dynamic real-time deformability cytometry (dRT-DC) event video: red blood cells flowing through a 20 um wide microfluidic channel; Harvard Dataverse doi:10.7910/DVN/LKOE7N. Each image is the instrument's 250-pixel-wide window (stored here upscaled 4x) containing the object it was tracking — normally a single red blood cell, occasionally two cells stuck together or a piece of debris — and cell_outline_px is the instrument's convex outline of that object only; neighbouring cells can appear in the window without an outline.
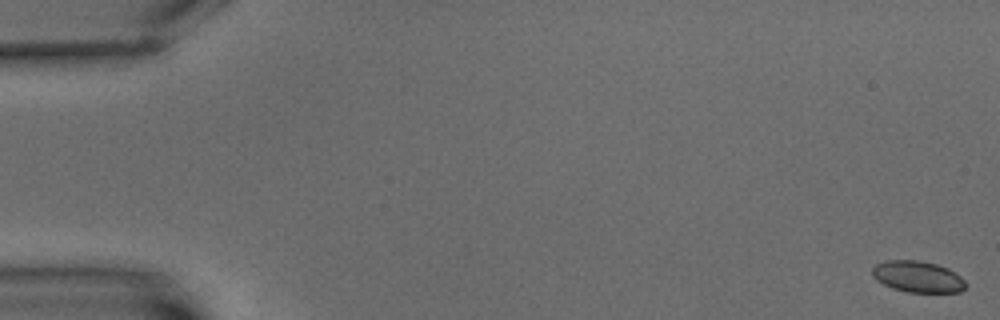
{"species": "common noctule bat (a hibernating species)", "species_latin": "Nyctalus noctula", "temperature_condition": "warm", "stored_images_in_passage": 7, "camera_frame_rate_fps": 3000, "um_per_image_px": 0.085, "animal": {"sex": "male", "body_mass_g": 15.6}, "frame": {"image": 1, "passage_image": 1, "time_ms": 0.0, "image_size_px": [1000, 320], "cell_outline_px": [[964, 288], [960, 292], [908, 292], [892, 288], [876, 280], [872, 276], [872, 268], [876, 264], [888, 260], [920, 260], [936, 264], [948, 268], [956, 272], [964, 280]], "centroid_in_image_um": [77.99, 23.51], "position_along_channel_um": 7.0, "area_um2": 17.05}}
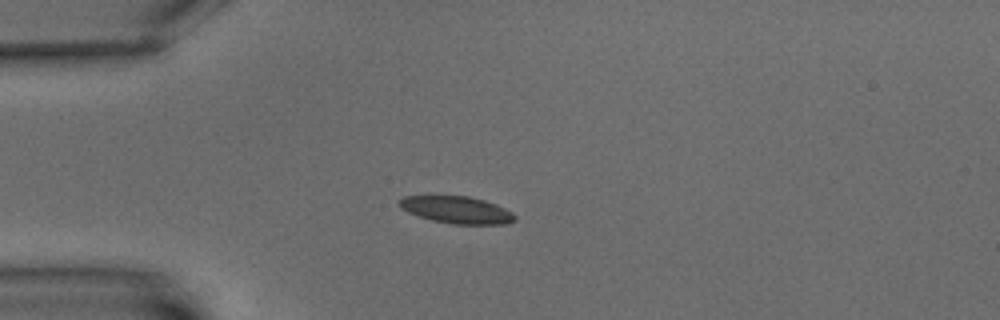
{"frame": {"image": 2, "passage_image": 5, "time_ms": 5.667, "image_size_px": [1000, 320], "cell_outline_px": [[516, 220], [508, 224], [452, 224], [432, 220], [408, 212], [400, 208], [396, 204], [396, 200], [404, 196], [468, 196], [484, 200], [496, 204], [512, 212], [516, 216]], "centroid_in_image_um": [38.8, 17.83], "position_along_channel_um": 46.2, "area_um2": 18.38}}
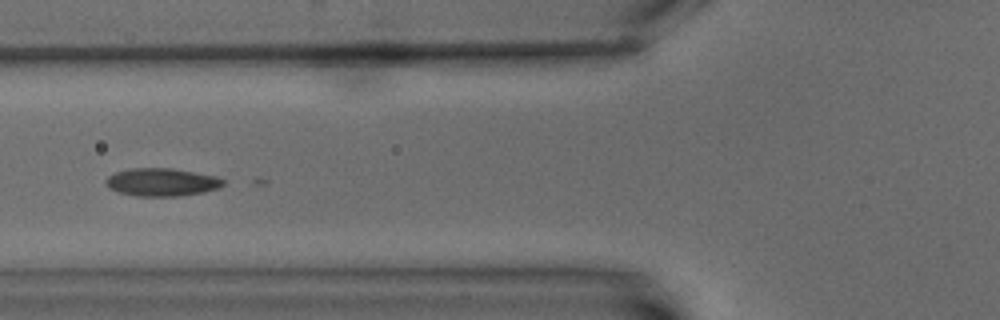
{"frame": {"image": 3, "passage_image": 7, "time_ms": 8.333, "image_size_px": [1000, 320], "cell_outline_px": [[224, 184], [216, 188], [204, 192], [180, 196], [136, 196], [120, 192], [108, 188], [104, 180], [108, 176], [116, 172], [128, 168], [172, 168], [216, 176], [224, 180]], "centroid_in_image_um": [13.72, 15.48], "position_along_channel_um": 112.1, "area_um2": 19.07}}